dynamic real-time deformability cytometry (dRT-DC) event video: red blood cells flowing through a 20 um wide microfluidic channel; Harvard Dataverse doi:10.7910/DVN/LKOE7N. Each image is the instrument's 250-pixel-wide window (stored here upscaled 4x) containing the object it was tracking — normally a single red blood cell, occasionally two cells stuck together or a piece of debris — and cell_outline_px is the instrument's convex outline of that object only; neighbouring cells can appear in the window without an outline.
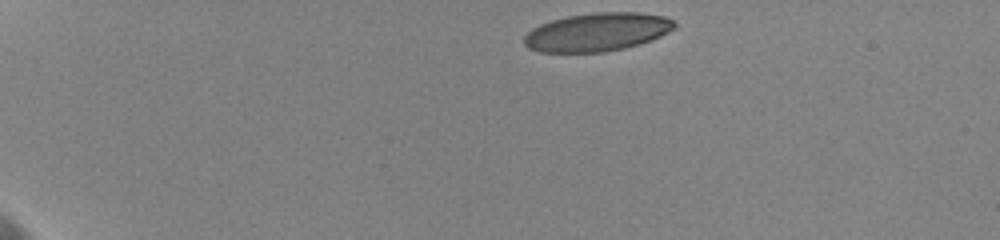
{"species": "human", "species_latin": "Homo sapiens", "temperature_condition": "cold", "stored_images_in_passage": 5, "camera_frame_rate_fps": 3000, "um_per_image_px": 0.085, "donor": {"sex": "female"}, "frame": {"image": 1, "passage_image": 1, "time_ms": 0.0, "image_size_px": [1000, 240], "cell_outline_px": [[676, 28], [652, 40], [640, 44], [624, 48], [604, 52], [540, 52], [528, 48], [524, 44], [524, 36], [532, 28], [540, 24], [552, 20], [568, 16], [596, 12], [640, 12], [664, 16], [672, 20], [676, 24]], "centroid_in_image_um": [50.77, 2.72], "position_along_channel_um": 34.2, "area_um2": 33.7}}
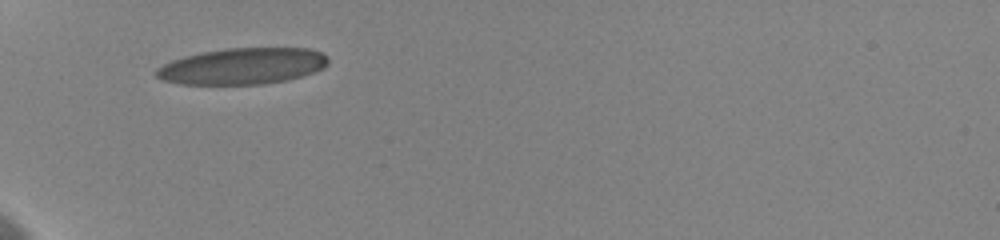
{"frame": {"image": 2, "passage_image": 4, "time_ms": 3.0, "image_size_px": [1000, 240], "cell_outline_px": [[328, 64], [324, 68], [316, 72], [288, 80], [264, 84], [180, 84], [160, 80], [152, 72], [156, 68], [172, 60], [184, 56], [200, 52], [224, 48], [312, 48], [328, 56]], "centroid_in_image_um": [20.61, 5.62], "position_along_channel_um": 64.4, "area_um2": 36.88}}